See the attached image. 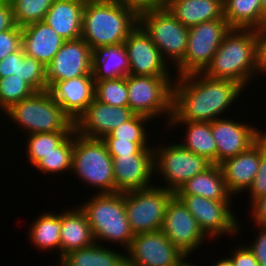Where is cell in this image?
Listing matches in <instances>:
<instances>
[{"mask_svg": "<svg viewBox=\"0 0 266 266\" xmlns=\"http://www.w3.org/2000/svg\"><path fill=\"white\" fill-rule=\"evenodd\" d=\"M18 78L26 81L36 92L47 90L46 67L26 54L19 61Z\"/></svg>", "mask_w": 266, "mask_h": 266, "instance_id": "obj_38", "label": "cell"}, {"mask_svg": "<svg viewBox=\"0 0 266 266\" xmlns=\"http://www.w3.org/2000/svg\"><path fill=\"white\" fill-rule=\"evenodd\" d=\"M138 15L149 10H164L168 0H121Z\"/></svg>", "mask_w": 266, "mask_h": 266, "instance_id": "obj_44", "label": "cell"}, {"mask_svg": "<svg viewBox=\"0 0 266 266\" xmlns=\"http://www.w3.org/2000/svg\"><path fill=\"white\" fill-rule=\"evenodd\" d=\"M182 252L161 231L134 234L126 250L127 266H175Z\"/></svg>", "mask_w": 266, "mask_h": 266, "instance_id": "obj_14", "label": "cell"}, {"mask_svg": "<svg viewBox=\"0 0 266 266\" xmlns=\"http://www.w3.org/2000/svg\"><path fill=\"white\" fill-rule=\"evenodd\" d=\"M257 39V65L259 73L266 76V26L255 29Z\"/></svg>", "mask_w": 266, "mask_h": 266, "instance_id": "obj_46", "label": "cell"}, {"mask_svg": "<svg viewBox=\"0 0 266 266\" xmlns=\"http://www.w3.org/2000/svg\"><path fill=\"white\" fill-rule=\"evenodd\" d=\"M22 46L15 52L4 57L0 61V78L11 76L12 74L18 76L19 61L24 56Z\"/></svg>", "mask_w": 266, "mask_h": 266, "instance_id": "obj_43", "label": "cell"}, {"mask_svg": "<svg viewBox=\"0 0 266 266\" xmlns=\"http://www.w3.org/2000/svg\"><path fill=\"white\" fill-rule=\"evenodd\" d=\"M262 16L266 21V0H261Z\"/></svg>", "mask_w": 266, "mask_h": 266, "instance_id": "obj_51", "label": "cell"}, {"mask_svg": "<svg viewBox=\"0 0 266 266\" xmlns=\"http://www.w3.org/2000/svg\"><path fill=\"white\" fill-rule=\"evenodd\" d=\"M250 205V221L252 219L255 226H266V194L253 200Z\"/></svg>", "mask_w": 266, "mask_h": 266, "instance_id": "obj_47", "label": "cell"}, {"mask_svg": "<svg viewBox=\"0 0 266 266\" xmlns=\"http://www.w3.org/2000/svg\"><path fill=\"white\" fill-rule=\"evenodd\" d=\"M14 0H0V3H7V4H12Z\"/></svg>", "mask_w": 266, "mask_h": 266, "instance_id": "obj_52", "label": "cell"}, {"mask_svg": "<svg viewBox=\"0 0 266 266\" xmlns=\"http://www.w3.org/2000/svg\"><path fill=\"white\" fill-rule=\"evenodd\" d=\"M249 192V202L266 194V135L260 138V167L251 186L247 190Z\"/></svg>", "mask_w": 266, "mask_h": 266, "instance_id": "obj_40", "label": "cell"}, {"mask_svg": "<svg viewBox=\"0 0 266 266\" xmlns=\"http://www.w3.org/2000/svg\"><path fill=\"white\" fill-rule=\"evenodd\" d=\"M133 115L128 106H112L93 99L76 120L75 131L87 138L103 139Z\"/></svg>", "mask_w": 266, "mask_h": 266, "instance_id": "obj_19", "label": "cell"}, {"mask_svg": "<svg viewBox=\"0 0 266 266\" xmlns=\"http://www.w3.org/2000/svg\"><path fill=\"white\" fill-rule=\"evenodd\" d=\"M154 175L162 177L164 187L176 193L181 186L195 175L204 172L212 163L206 158L185 149L179 142L167 145L153 143ZM165 179V180H164Z\"/></svg>", "mask_w": 266, "mask_h": 266, "instance_id": "obj_8", "label": "cell"}, {"mask_svg": "<svg viewBox=\"0 0 266 266\" xmlns=\"http://www.w3.org/2000/svg\"><path fill=\"white\" fill-rule=\"evenodd\" d=\"M72 132L33 133L26 138V155L30 166H34L43 156L54 151Z\"/></svg>", "mask_w": 266, "mask_h": 266, "instance_id": "obj_33", "label": "cell"}, {"mask_svg": "<svg viewBox=\"0 0 266 266\" xmlns=\"http://www.w3.org/2000/svg\"><path fill=\"white\" fill-rule=\"evenodd\" d=\"M231 27L225 19L202 22L189 28L184 58L173 68L175 77L203 73Z\"/></svg>", "mask_w": 266, "mask_h": 266, "instance_id": "obj_9", "label": "cell"}, {"mask_svg": "<svg viewBox=\"0 0 266 266\" xmlns=\"http://www.w3.org/2000/svg\"><path fill=\"white\" fill-rule=\"evenodd\" d=\"M71 172L89 188L99 190L96 193H115L113 160L102 139L87 138L73 131Z\"/></svg>", "mask_w": 266, "mask_h": 266, "instance_id": "obj_6", "label": "cell"}, {"mask_svg": "<svg viewBox=\"0 0 266 266\" xmlns=\"http://www.w3.org/2000/svg\"><path fill=\"white\" fill-rule=\"evenodd\" d=\"M223 16L231 28L258 29L266 26L261 0H223Z\"/></svg>", "mask_w": 266, "mask_h": 266, "instance_id": "obj_31", "label": "cell"}, {"mask_svg": "<svg viewBox=\"0 0 266 266\" xmlns=\"http://www.w3.org/2000/svg\"><path fill=\"white\" fill-rule=\"evenodd\" d=\"M152 121L150 118L134 114L129 120L122 123L114 130H112L109 135L114 139L119 140H129L131 142H149L148 132L146 130L147 122Z\"/></svg>", "mask_w": 266, "mask_h": 266, "instance_id": "obj_37", "label": "cell"}, {"mask_svg": "<svg viewBox=\"0 0 266 266\" xmlns=\"http://www.w3.org/2000/svg\"><path fill=\"white\" fill-rule=\"evenodd\" d=\"M174 195L156 183L125 192V211L133 234L161 230L167 205Z\"/></svg>", "mask_w": 266, "mask_h": 266, "instance_id": "obj_11", "label": "cell"}, {"mask_svg": "<svg viewBox=\"0 0 266 266\" xmlns=\"http://www.w3.org/2000/svg\"><path fill=\"white\" fill-rule=\"evenodd\" d=\"M213 263L214 264H212L211 266H234L232 260L227 256L225 258H219V260Z\"/></svg>", "mask_w": 266, "mask_h": 266, "instance_id": "obj_49", "label": "cell"}, {"mask_svg": "<svg viewBox=\"0 0 266 266\" xmlns=\"http://www.w3.org/2000/svg\"><path fill=\"white\" fill-rule=\"evenodd\" d=\"M4 117L14 121V125L22 128L25 135L75 130L73 120L48 90L35 92L31 97L11 105L5 110Z\"/></svg>", "mask_w": 266, "mask_h": 266, "instance_id": "obj_5", "label": "cell"}, {"mask_svg": "<svg viewBox=\"0 0 266 266\" xmlns=\"http://www.w3.org/2000/svg\"><path fill=\"white\" fill-rule=\"evenodd\" d=\"M139 25L150 36L162 57L175 67L185 56L189 28L167 9L139 14Z\"/></svg>", "mask_w": 266, "mask_h": 266, "instance_id": "obj_10", "label": "cell"}, {"mask_svg": "<svg viewBox=\"0 0 266 266\" xmlns=\"http://www.w3.org/2000/svg\"><path fill=\"white\" fill-rule=\"evenodd\" d=\"M234 248L235 249L232 250V253H230L231 256H229V258L234 263V266H260L247 245L237 246V249L235 246Z\"/></svg>", "mask_w": 266, "mask_h": 266, "instance_id": "obj_45", "label": "cell"}, {"mask_svg": "<svg viewBox=\"0 0 266 266\" xmlns=\"http://www.w3.org/2000/svg\"><path fill=\"white\" fill-rule=\"evenodd\" d=\"M183 124V125H182ZM180 125V126H179ZM183 126L185 134L183 142H179L185 149L196 153L212 164H217V146L213 138L210 122L170 121L167 129ZM185 126V127H184Z\"/></svg>", "mask_w": 266, "mask_h": 266, "instance_id": "obj_28", "label": "cell"}, {"mask_svg": "<svg viewBox=\"0 0 266 266\" xmlns=\"http://www.w3.org/2000/svg\"><path fill=\"white\" fill-rule=\"evenodd\" d=\"M161 231L186 256L193 254L206 240H209L176 195L167 205Z\"/></svg>", "mask_w": 266, "mask_h": 266, "instance_id": "obj_13", "label": "cell"}, {"mask_svg": "<svg viewBox=\"0 0 266 266\" xmlns=\"http://www.w3.org/2000/svg\"><path fill=\"white\" fill-rule=\"evenodd\" d=\"M226 187L234 196L251 186L260 167V139L248 150L219 164Z\"/></svg>", "mask_w": 266, "mask_h": 266, "instance_id": "obj_21", "label": "cell"}, {"mask_svg": "<svg viewBox=\"0 0 266 266\" xmlns=\"http://www.w3.org/2000/svg\"><path fill=\"white\" fill-rule=\"evenodd\" d=\"M54 0H14L11 4L17 26L43 21Z\"/></svg>", "mask_w": 266, "mask_h": 266, "instance_id": "obj_34", "label": "cell"}, {"mask_svg": "<svg viewBox=\"0 0 266 266\" xmlns=\"http://www.w3.org/2000/svg\"><path fill=\"white\" fill-rule=\"evenodd\" d=\"M73 132L54 151L43 156L32 168L43 174L56 175L72 170Z\"/></svg>", "mask_w": 266, "mask_h": 266, "instance_id": "obj_32", "label": "cell"}, {"mask_svg": "<svg viewBox=\"0 0 266 266\" xmlns=\"http://www.w3.org/2000/svg\"><path fill=\"white\" fill-rule=\"evenodd\" d=\"M16 26L12 6L0 3V32L10 30Z\"/></svg>", "mask_w": 266, "mask_h": 266, "instance_id": "obj_48", "label": "cell"}, {"mask_svg": "<svg viewBox=\"0 0 266 266\" xmlns=\"http://www.w3.org/2000/svg\"><path fill=\"white\" fill-rule=\"evenodd\" d=\"M176 77L127 75L128 107L134 114L152 120L172 116L173 83Z\"/></svg>", "mask_w": 266, "mask_h": 266, "instance_id": "obj_7", "label": "cell"}, {"mask_svg": "<svg viewBox=\"0 0 266 266\" xmlns=\"http://www.w3.org/2000/svg\"><path fill=\"white\" fill-rule=\"evenodd\" d=\"M29 240L32 246L39 248L40 251L58 250V259H60V231H61V213L45 212L39 215L30 224Z\"/></svg>", "mask_w": 266, "mask_h": 266, "instance_id": "obj_30", "label": "cell"}, {"mask_svg": "<svg viewBox=\"0 0 266 266\" xmlns=\"http://www.w3.org/2000/svg\"><path fill=\"white\" fill-rule=\"evenodd\" d=\"M175 195H198L215 201H232L231 197H235L227 189L218 164L189 179Z\"/></svg>", "mask_w": 266, "mask_h": 266, "instance_id": "obj_26", "label": "cell"}, {"mask_svg": "<svg viewBox=\"0 0 266 266\" xmlns=\"http://www.w3.org/2000/svg\"><path fill=\"white\" fill-rule=\"evenodd\" d=\"M48 91L75 123L94 99L95 80L93 76H81L54 82Z\"/></svg>", "mask_w": 266, "mask_h": 266, "instance_id": "obj_20", "label": "cell"}, {"mask_svg": "<svg viewBox=\"0 0 266 266\" xmlns=\"http://www.w3.org/2000/svg\"><path fill=\"white\" fill-rule=\"evenodd\" d=\"M189 256L184 255L183 258L175 266H198L191 262L189 263L186 259Z\"/></svg>", "mask_w": 266, "mask_h": 266, "instance_id": "obj_50", "label": "cell"}, {"mask_svg": "<svg viewBox=\"0 0 266 266\" xmlns=\"http://www.w3.org/2000/svg\"><path fill=\"white\" fill-rule=\"evenodd\" d=\"M78 205L88 219L95 243H118L124 251L128 249L134 234L125 211V192L97 193Z\"/></svg>", "mask_w": 266, "mask_h": 266, "instance_id": "obj_4", "label": "cell"}, {"mask_svg": "<svg viewBox=\"0 0 266 266\" xmlns=\"http://www.w3.org/2000/svg\"><path fill=\"white\" fill-rule=\"evenodd\" d=\"M75 207V208H73ZM61 212L60 258L71 251L89 247L95 243L91 227L84 211L78 205Z\"/></svg>", "mask_w": 266, "mask_h": 266, "instance_id": "obj_24", "label": "cell"}, {"mask_svg": "<svg viewBox=\"0 0 266 266\" xmlns=\"http://www.w3.org/2000/svg\"><path fill=\"white\" fill-rule=\"evenodd\" d=\"M218 118L211 122V131L217 146V164L234 157L254 145L264 132L246 122ZM262 131V132H261Z\"/></svg>", "mask_w": 266, "mask_h": 266, "instance_id": "obj_18", "label": "cell"}, {"mask_svg": "<svg viewBox=\"0 0 266 266\" xmlns=\"http://www.w3.org/2000/svg\"><path fill=\"white\" fill-rule=\"evenodd\" d=\"M176 196L190 211L210 241L223 235L234 236L240 232L241 222L232 212V201H215L198 195Z\"/></svg>", "mask_w": 266, "mask_h": 266, "instance_id": "obj_12", "label": "cell"}, {"mask_svg": "<svg viewBox=\"0 0 266 266\" xmlns=\"http://www.w3.org/2000/svg\"><path fill=\"white\" fill-rule=\"evenodd\" d=\"M129 60V74L172 77L171 66L138 24L123 43ZM171 69V70H169Z\"/></svg>", "mask_w": 266, "mask_h": 266, "instance_id": "obj_15", "label": "cell"}, {"mask_svg": "<svg viewBox=\"0 0 266 266\" xmlns=\"http://www.w3.org/2000/svg\"><path fill=\"white\" fill-rule=\"evenodd\" d=\"M85 0H54L43 21L67 40L81 38Z\"/></svg>", "mask_w": 266, "mask_h": 266, "instance_id": "obj_23", "label": "cell"}, {"mask_svg": "<svg viewBox=\"0 0 266 266\" xmlns=\"http://www.w3.org/2000/svg\"><path fill=\"white\" fill-rule=\"evenodd\" d=\"M115 192L151 187L154 178V150L142 148L137 154L112 157Z\"/></svg>", "mask_w": 266, "mask_h": 266, "instance_id": "obj_17", "label": "cell"}, {"mask_svg": "<svg viewBox=\"0 0 266 266\" xmlns=\"http://www.w3.org/2000/svg\"><path fill=\"white\" fill-rule=\"evenodd\" d=\"M94 99L112 106H128L127 76L95 81Z\"/></svg>", "mask_w": 266, "mask_h": 266, "instance_id": "obj_35", "label": "cell"}, {"mask_svg": "<svg viewBox=\"0 0 266 266\" xmlns=\"http://www.w3.org/2000/svg\"><path fill=\"white\" fill-rule=\"evenodd\" d=\"M22 43V29L19 26L0 32V61L17 51Z\"/></svg>", "mask_w": 266, "mask_h": 266, "instance_id": "obj_41", "label": "cell"}, {"mask_svg": "<svg viewBox=\"0 0 266 266\" xmlns=\"http://www.w3.org/2000/svg\"><path fill=\"white\" fill-rule=\"evenodd\" d=\"M92 76V50L82 39L67 40L46 66L47 90L54 82Z\"/></svg>", "mask_w": 266, "mask_h": 266, "instance_id": "obj_16", "label": "cell"}, {"mask_svg": "<svg viewBox=\"0 0 266 266\" xmlns=\"http://www.w3.org/2000/svg\"><path fill=\"white\" fill-rule=\"evenodd\" d=\"M36 91L15 74L0 78V111L4 114L11 105L31 97Z\"/></svg>", "mask_w": 266, "mask_h": 266, "instance_id": "obj_36", "label": "cell"}, {"mask_svg": "<svg viewBox=\"0 0 266 266\" xmlns=\"http://www.w3.org/2000/svg\"><path fill=\"white\" fill-rule=\"evenodd\" d=\"M21 29V46L24 54L34 57L45 67L53 60L55 54L66 41L44 21L27 25Z\"/></svg>", "mask_w": 266, "mask_h": 266, "instance_id": "obj_22", "label": "cell"}, {"mask_svg": "<svg viewBox=\"0 0 266 266\" xmlns=\"http://www.w3.org/2000/svg\"><path fill=\"white\" fill-rule=\"evenodd\" d=\"M258 235L254 236V242L247 247L252 251L260 266H266V226H257Z\"/></svg>", "mask_w": 266, "mask_h": 266, "instance_id": "obj_42", "label": "cell"}, {"mask_svg": "<svg viewBox=\"0 0 266 266\" xmlns=\"http://www.w3.org/2000/svg\"><path fill=\"white\" fill-rule=\"evenodd\" d=\"M111 157L118 155L137 154L142 148H153L152 142H131L129 140H119L112 138L109 134L102 139ZM150 143V144H149Z\"/></svg>", "mask_w": 266, "mask_h": 266, "instance_id": "obj_39", "label": "cell"}, {"mask_svg": "<svg viewBox=\"0 0 266 266\" xmlns=\"http://www.w3.org/2000/svg\"><path fill=\"white\" fill-rule=\"evenodd\" d=\"M139 24V15L121 0L86 1L82 15L81 38L97 47L123 44Z\"/></svg>", "mask_w": 266, "mask_h": 266, "instance_id": "obj_2", "label": "cell"}, {"mask_svg": "<svg viewBox=\"0 0 266 266\" xmlns=\"http://www.w3.org/2000/svg\"><path fill=\"white\" fill-rule=\"evenodd\" d=\"M104 246L94 243L89 247L68 252L57 260V266H127L126 252L120 253L118 249L115 251Z\"/></svg>", "mask_w": 266, "mask_h": 266, "instance_id": "obj_29", "label": "cell"}, {"mask_svg": "<svg viewBox=\"0 0 266 266\" xmlns=\"http://www.w3.org/2000/svg\"><path fill=\"white\" fill-rule=\"evenodd\" d=\"M128 74L129 60L123 44L92 50V76L95 81L126 77Z\"/></svg>", "mask_w": 266, "mask_h": 266, "instance_id": "obj_27", "label": "cell"}, {"mask_svg": "<svg viewBox=\"0 0 266 266\" xmlns=\"http://www.w3.org/2000/svg\"><path fill=\"white\" fill-rule=\"evenodd\" d=\"M214 79L232 80L244 88L259 73L255 29L231 28L203 72Z\"/></svg>", "mask_w": 266, "mask_h": 266, "instance_id": "obj_3", "label": "cell"}, {"mask_svg": "<svg viewBox=\"0 0 266 266\" xmlns=\"http://www.w3.org/2000/svg\"><path fill=\"white\" fill-rule=\"evenodd\" d=\"M244 90L235 81L214 79L203 73L176 77L170 121L211 123L222 118V114L232 108L231 105L238 101Z\"/></svg>", "mask_w": 266, "mask_h": 266, "instance_id": "obj_1", "label": "cell"}, {"mask_svg": "<svg viewBox=\"0 0 266 266\" xmlns=\"http://www.w3.org/2000/svg\"><path fill=\"white\" fill-rule=\"evenodd\" d=\"M166 9L187 28L225 19L223 0H168Z\"/></svg>", "mask_w": 266, "mask_h": 266, "instance_id": "obj_25", "label": "cell"}]
</instances>
